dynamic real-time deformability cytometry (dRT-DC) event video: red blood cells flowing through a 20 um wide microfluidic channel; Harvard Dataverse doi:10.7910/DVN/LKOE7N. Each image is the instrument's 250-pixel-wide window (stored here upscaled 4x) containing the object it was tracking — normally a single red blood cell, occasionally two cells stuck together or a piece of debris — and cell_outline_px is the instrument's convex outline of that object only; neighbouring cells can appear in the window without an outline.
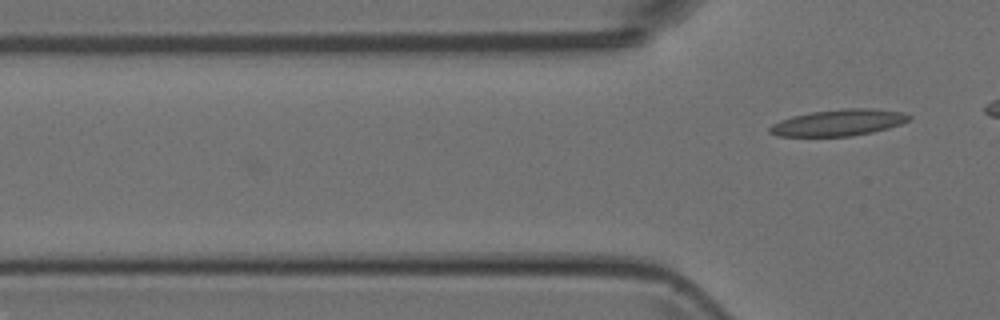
{"species": "Egyptian fruit bat (a non-hibernating species)", "species_latin": "Rousettus aegyptiacus", "temperature_condition": "room temperature", "stored_images_in_passage": 8, "camera_frame_rate_fps": 3000, "um_per_image_px": 0.085, "animal": {"sex": "female"}, "frame": {"image": 1, "passage_image": 8, "time_ms": 2.333, "image_size_px": [1000, 320], "cell_outline_px": [[912, 116], [908, 120], [900, 124], [888, 128], [872, 132], [852, 136], [776, 136], [768, 132], [768, 128], [772, 124], [780, 120], [792, 116], [812, 112], [844, 108], [872, 108], [900, 112]], "centroid_in_image_um": [71.24, 10.42], "position_along_channel_um": 54.6, "area_um2": 21.39}}